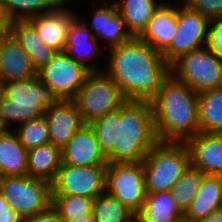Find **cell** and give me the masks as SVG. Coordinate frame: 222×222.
Listing matches in <instances>:
<instances>
[{
  "label": "cell",
  "instance_id": "obj_1",
  "mask_svg": "<svg viewBox=\"0 0 222 222\" xmlns=\"http://www.w3.org/2000/svg\"><path fill=\"white\" fill-rule=\"evenodd\" d=\"M108 163L142 162L159 142L150 101L128 100L88 123Z\"/></svg>",
  "mask_w": 222,
  "mask_h": 222
},
{
  "label": "cell",
  "instance_id": "obj_2",
  "mask_svg": "<svg viewBox=\"0 0 222 222\" xmlns=\"http://www.w3.org/2000/svg\"><path fill=\"white\" fill-rule=\"evenodd\" d=\"M108 64L103 70L120 87L127 100L151 101L171 75V65L161 52L133 37L109 48Z\"/></svg>",
  "mask_w": 222,
  "mask_h": 222
},
{
  "label": "cell",
  "instance_id": "obj_3",
  "mask_svg": "<svg viewBox=\"0 0 222 222\" xmlns=\"http://www.w3.org/2000/svg\"><path fill=\"white\" fill-rule=\"evenodd\" d=\"M161 142H186L199 132L198 93L172 75L150 101Z\"/></svg>",
  "mask_w": 222,
  "mask_h": 222
},
{
  "label": "cell",
  "instance_id": "obj_4",
  "mask_svg": "<svg viewBox=\"0 0 222 222\" xmlns=\"http://www.w3.org/2000/svg\"><path fill=\"white\" fill-rule=\"evenodd\" d=\"M54 101L48 89L36 76L12 80L1 84L0 123L8 130V125L42 117Z\"/></svg>",
  "mask_w": 222,
  "mask_h": 222
},
{
  "label": "cell",
  "instance_id": "obj_5",
  "mask_svg": "<svg viewBox=\"0 0 222 222\" xmlns=\"http://www.w3.org/2000/svg\"><path fill=\"white\" fill-rule=\"evenodd\" d=\"M143 168L147 193L170 191L190 163L185 142L159 141L144 157Z\"/></svg>",
  "mask_w": 222,
  "mask_h": 222
},
{
  "label": "cell",
  "instance_id": "obj_6",
  "mask_svg": "<svg viewBox=\"0 0 222 222\" xmlns=\"http://www.w3.org/2000/svg\"><path fill=\"white\" fill-rule=\"evenodd\" d=\"M83 121L117 111L128 100L120 87L104 71L90 72L72 99Z\"/></svg>",
  "mask_w": 222,
  "mask_h": 222
},
{
  "label": "cell",
  "instance_id": "obj_7",
  "mask_svg": "<svg viewBox=\"0 0 222 222\" xmlns=\"http://www.w3.org/2000/svg\"><path fill=\"white\" fill-rule=\"evenodd\" d=\"M171 75L197 93L219 88L222 87V61L205 46L176 59L171 64Z\"/></svg>",
  "mask_w": 222,
  "mask_h": 222
},
{
  "label": "cell",
  "instance_id": "obj_8",
  "mask_svg": "<svg viewBox=\"0 0 222 222\" xmlns=\"http://www.w3.org/2000/svg\"><path fill=\"white\" fill-rule=\"evenodd\" d=\"M0 193L22 218L51 205V183L27 175L0 177Z\"/></svg>",
  "mask_w": 222,
  "mask_h": 222
},
{
  "label": "cell",
  "instance_id": "obj_9",
  "mask_svg": "<svg viewBox=\"0 0 222 222\" xmlns=\"http://www.w3.org/2000/svg\"><path fill=\"white\" fill-rule=\"evenodd\" d=\"M90 71L65 52H57L37 76L54 100H72Z\"/></svg>",
  "mask_w": 222,
  "mask_h": 222
},
{
  "label": "cell",
  "instance_id": "obj_10",
  "mask_svg": "<svg viewBox=\"0 0 222 222\" xmlns=\"http://www.w3.org/2000/svg\"><path fill=\"white\" fill-rule=\"evenodd\" d=\"M105 191L137 213L148 194L142 162L108 163Z\"/></svg>",
  "mask_w": 222,
  "mask_h": 222
},
{
  "label": "cell",
  "instance_id": "obj_11",
  "mask_svg": "<svg viewBox=\"0 0 222 222\" xmlns=\"http://www.w3.org/2000/svg\"><path fill=\"white\" fill-rule=\"evenodd\" d=\"M107 165L61 164L51 183L52 195H79L95 199L105 192Z\"/></svg>",
  "mask_w": 222,
  "mask_h": 222
},
{
  "label": "cell",
  "instance_id": "obj_12",
  "mask_svg": "<svg viewBox=\"0 0 222 222\" xmlns=\"http://www.w3.org/2000/svg\"><path fill=\"white\" fill-rule=\"evenodd\" d=\"M177 3V33L170 45L162 52L171 65L181 55L207 46L209 20L202 14ZM205 45H204V44Z\"/></svg>",
  "mask_w": 222,
  "mask_h": 222
},
{
  "label": "cell",
  "instance_id": "obj_13",
  "mask_svg": "<svg viewBox=\"0 0 222 222\" xmlns=\"http://www.w3.org/2000/svg\"><path fill=\"white\" fill-rule=\"evenodd\" d=\"M50 143L60 149L86 124L72 100H54L45 110Z\"/></svg>",
  "mask_w": 222,
  "mask_h": 222
},
{
  "label": "cell",
  "instance_id": "obj_14",
  "mask_svg": "<svg viewBox=\"0 0 222 222\" xmlns=\"http://www.w3.org/2000/svg\"><path fill=\"white\" fill-rule=\"evenodd\" d=\"M61 164L72 166L108 165L93 129L84 124L61 148Z\"/></svg>",
  "mask_w": 222,
  "mask_h": 222
},
{
  "label": "cell",
  "instance_id": "obj_15",
  "mask_svg": "<svg viewBox=\"0 0 222 222\" xmlns=\"http://www.w3.org/2000/svg\"><path fill=\"white\" fill-rule=\"evenodd\" d=\"M185 143L193 167L204 174L222 175V133L198 132Z\"/></svg>",
  "mask_w": 222,
  "mask_h": 222
},
{
  "label": "cell",
  "instance_id": "obj_16",
  "mask_svg": "<svg viewBox=\"0 0 222 222\" xmlns=\"http://www.w3.org/2000/svg\"><path fill=\"white\" fill-rule=\"evenodd\" d=\"M76 18V14L64 7L52 9L27 21L47 46L56 52H64L68 31Z\"/></svg>",
  "mask_w": 222,
  "mask_h": 222
},
{
  "label": "cell",
  "instance_id": "obj_17",
  "mask_svg": "<svg viewBox=\"0 0 222 222\" xmlns=\"http://www.w3.org/2000/svg\"><path fill=\"white\" fill-rule=\"evenodd\" d=\"M160 3L142 34L138 37L153 49L163 52L177 33V4Z\"/></svg>",
  "mask_w": 222,
  "mask_h": 222
},
{
  "label": "cell",
  "instance_id": "obj_18",
  "mask_svg": "<svg viewBox=\"0 0 222 222\" xmlns=\"http://www.w3.org/2000/svg\"><path fill=\"white\" fill-rule=\"evenodd\" d=\"M77 17L71 24L67 34L64 52L72 59L86 67L90 72L102 71L96 68L97 60L93 57L100 54L98 39L93 36L91 29L88 28L86 20H79ZM95 60V61H94ZM91 65H88L87 63Z\"/></svg>",
  "mask_w": 222,
  "mask_h": 222
},
{
  "label": "cell",
  "instance_id": "obj_19",
  "mask_svg": "<svg viewBox=\"0 0 222 222\" xmlns=\"http://www.w3.org/2000/svg\"><path fill=\"white\" fill-rule=\"evenodd\" d=\"M37 76L28 53L12 34L3 40L0 57V85L12 81Z\"/></svg>",
  "mask_w": 222,
  "mask_h": 222
},
{
  "label": "cell",
  "instance_id": "obj_20",
  "mask_svg": "<svg viewBox=\"0 0 222 222\" xmlns=\"http://www.w3.org/2000/svg\"><path fill=\"white\" fill-rule=\"evenodd\" d=\"M91 11L93 19L89 29L94 30L92 34L97 39L101 37L108 41L107 49L128 42L133 38L114 3H111L110 6H99Z\"/></svg>",
  "mask_w": 222,
  "mask_h": 222
},
{
  "label": "cell",
  "instance_id": "obj_21",
  "mask_svg": "<svg viewBox=\"0 0 222 222\" xmlns=\"http://www.w3.org/2000/svg\"><path fill=\"white\" fill-rule=\"evenodd\" d=\"M222 209V175L205 174L189 208L183 214L200 222L210 213Z\"/></svg>",
  "mask_w": 222,
  "mask_h": 222
},
{
  "label": "cell",
  "instance_id": "obj_22",
  "mask_svg": "<svg viewBox=\"0 0 222 222\" xmlns=\"http://www.w3.org/2000/svg\"><path fill=\"white\" fill-rule=\"evenodd\" d=\"M11 34L28 53L36 71H39L57 53L41 40L35 28L27 20L12 21Z\"/></svg>",
  "mask_w": 222,
  "mask_h": 222
},
{
  "label": "cell",
  "instance_id": "obj_23",
  "mask_svg": "<svg viewBox=\"0 0 222 222\" xmlns=\"http://www.w3.org/2000/svg\"><path fill=\"white\" fill-rule=\"evenodd\" d=\"M27 175V150L14 131L0 133V177Z\"/></svg>",
  "mask_w": 222,
  "mask_h": 222
},
{
  "label": "cell",
  "instance_id": "obj_24",
  "mask_svg": "<svg viewBox=\"0 0 222 222\" xmlns=\"http://www.w3.org/2000/svg\"><path fill=\"white\" fill-rule=\"evenodd\" d=\"M61 166V149L53 143L27 151V176L52 183Z\"/></svg>",
  "mask_w": 222,
  "mask_h": 222
},
{
  "label": "cell",
  "instance_id": "obj_25",
  "mask_svg": "<svg viewBox=\"0 0 222 222\" xmlns=\"http://www.w3.org/2000/svg\"><path fill=\"white\" fill-rule=\"evenodd\" d=\"M136 217L142 222H177L183 217L170 191L148 193Z\"/></svg>",
  "mask_w": 222,
  "mask_h": 222
},
{
  "label": "cell",
  "instance_id": "obj_26",
  "mask_svg": "<svg viewBox=\"0 0 222 222\" xmlns=\"http://www.w3.org/2000/svg\"><path fill=\"white\" fill-rule=\"evenodd\" d=\"M113 3L132 37H139L142 34L160 5L156 0H119Z\"/></svg>",
  "mask_w": 222,
  "mask_h": 222
},
{
  "label": "cell",
  "instance_id": "obj_27",
  "mask_svg": "<svg viewBox=\"0 0 222 222\" xmlns=\"http://www.w3.org/2000/svg\"><path fill=\"white\" fill-rule=\"evenodd\" d=\"M199 132L222 133V87L198 93Z\"/></svg>",
  "mask_w": 222,
  "mask_h": 222
},
{
  "label": "cell",
  "instance_id": "obj_28",
  "mask_svg": "<svg viewBox=\"0 0 222 222\" xmlns=\"http://www.w3.org/2000/svg\"><path fill=\"white\" fill-rule=\"evenodd\" d=\"M92 214L96 222H132L136 217L134 211L106 191L94 199Z\"/></svg>",
  "mask_w": 222,
  "mask_h": 222
},
{
  "label": "cell",
  "instance_id": "obj_29",
  "mask_svg": "<svg viewBox=\"0 0 222 222\" xmlns=\"http://www.w3.org/2000/svg\"><path fill=\"white\" fill-rule=\"evenodd\" d=\"M204 175L202 171L190 164L172 186L171 196L183 214L196 196Z\"/></svg>",
  "mask_w": 222,
  "mask_h": 222
},
{
  "label": "cell",
  "instance_id": "obj_30",
  "mask_svg": "<svg viewBox=\"0 0 222 222\" xmlns=\"http://www.w3.org/2000/svg\"><path fill=\"white\" fill-rule=\"evenodd\" d=\"M94 199L79 195H52L51 204L65 222L92 213Z\"/></svg>",
  "mask_w": 222,
  "mask_h": 222
},
{
  "label": "cell",
  "instance_id": "obj_31",
  "mask_svg": "<svg viewBox=\"0 0 222 222\" xmlns=\"http://www.w3.org/2000/svg\"><path fill=\"white\" fill-rule=\"evenodd\" d=\"M16 128L14 132L27 151L40 145L50 143L47 122L44 115L19 124Z\"/></svg>",
  "mask_w": 222,
  "mask_h": 222
},
{
  "label": "cell",
  "instance_id": "obj_32",
  "mask_svg": "<svg viewBox=\"0 0 222 222\" xmlns=\"http://www.w3.org/2000/svg\"><path fill=\"white\" fill-rule=\"evenodd\" d=\"M0 3L12 21H26L52 10L45 0H0Z\"/></svg>",
  "mask_w": 222,
  "mask_h": 222
},
{
  "label": "cell",
  "instance_id": "obj_33",
  "mask_svg": "<svg viewBox=\"0 0 222 222\" xmlns=\"http://www.w3.org/2000/svg\"><path fill=\"white\" fill-rule=\"evenodd\" d=\"M190 10L205 16L209 21L222 19V0H184Z\"/></svg>",
  "mask_w": 222,
  "mask_h": 222
},
{
  "label": "cell",
  "instance_id": "obj_34",
  "mask_svg": "<svg viewBox=\"0 0 222 222\" xmlns=\"http://www.w3.org/2000/svg\"><path fill=\"white\" fill-rule=\"evenodd\" d=\"M207 46L222 61V19L209 21Z\"/></svg>",
  "mask_w": 222,
  "mask_h": 222
},
{
  "label": "cell",
  "instance_id": "obj_35",
  "mask_svg": "<svg viewBox=\"0 0 222 222\" xmlns=\"http://www.w3.org/2000/svg\"><path fill=\"white\" fill-rule=\"evenodd\" d=\"M23 222H65L59 212L51 204L40 213L23 218Z\"/></svg>",
  "mask_w": 222,
  "mask_h": 222
},
{
  "label": "cell",
  "instance_id": "obj_36",
  "mask_svg": "<svg viewBox=\"0 0 222 222\" xmlns=\"http://www.w3.org/2000/svg\"><path fill=\"white\" fill-rule=\"evenodd\" d=\"M0 222H23V218L10 207V204L0 193Z\"/></svg>",
  "mask_w": 222,
  "mask_h": 222
},
{
  "label": "cell",
  "instance_id": "obj_37",
  "mask_svg": "<svg viewBox=\"0 0 222 222\" xmlns=\"http://www.w3.org/2000/svg\"><path fill=\"white\" fill-rule=\"evenodd\" d=\"M12 20L9 18L6 9L0 3V41H3L11 34Z\"/></svg>",
  "mask_w": 222,
  "mask_h": 222
},
{
  "label": "cell",
  "instance_id": "obj_38",
  "mask_svg": "<svg viewBox=\"0 0 222 222\" xmlns=\"http://www.w3.org/2000/svg\"><path fill=\"white\" fill-rule=\"evenodd\" d=\"M200 222H222V209L210 213Z\"/></svg>",
  "mask_w": 222,
  "mask_h": 222
},
{
  "label": "cell",
  "instance_id": "obj_39",
  "mask_svg": "<svg viewBox=\"0 0 222 222\" xmlns=\"http://www.w3.org/2000/svg\"><path fill=\"white\" fill-rule=\"evenodd\" d=\"M52 9L64 8V0H45Z\"/></svg>",
  "mask_w": 222,
  "mask_h": 222
},
{
  "label": "cell",
  "instance_id": "obj_40",
  "mask_svg": "<svg viewBox=\"0 0 222 222\" xmlns=\"http://www.w3.org/2000/svg\"><path fill=\"white\" fill-rule=\"evenodd\" d=\"M69 222H96L94 217H93V214L90 213V214H87L85 216H82L80 218H77L75 220H71Z\"/></svg>",
  "mask_w": 222,
  "mask_h": 222
},
{
  "label": "cell",
  "instance_id": "obj_41",
  "mask_svg": "<svg viewBox=\"0 0 222 222\" xmlns=\"http://www.w3.org/2000/svg\"><path fill=\"white\" fill-rule=\"evenodd\" d=\"M177 222H196V221L187 219L183 216V217L179 218Z\"/></svg>",
  "mask_w": 222,
  "mask_h": 222
},
{
  "label": "cell",
  "instance_id": "obj_42",
  "mask_svg": "<svg viewBox=\"0 0 222 222\" xmlns=\"http://www.w3.org/2000/svg\"><path fill=\"white\" fill-rule=\"evenodd\" d=\"M5 130V128L0 123V133H2Z\"/></svg>",
  "mask_w": 222,
  "mask_h": 222
},
{
  "label": "cell",
  "instance_id": "obj_43",
  "mask_svg": "<svg viewBox=\"0 0 222 222\" xmlns=\"http://www.w3.org/2000/svg\"><path fill=\"white\" fill-rule=\"evenodd\" d=\"M2 46H3V41H0V57H1V49H2Z\"/></svg>",
  "mask_w": 222,
  "mask_h": 222
},
{
  "label": "cell",
  "instance_id": "obj_44",
  "mask_svg": "<svg viewBox=\"0 0 222 222\" xmlns=\"http://www.w3.org/2000/svg\"><path fill=\"white\" fill-rule=\"evenodd\" d=\"M132 222H137V217L134 218V220Z\"/></svg>",
  "mask_w": 222,
  "mask_h": 222
}]
</instances>
